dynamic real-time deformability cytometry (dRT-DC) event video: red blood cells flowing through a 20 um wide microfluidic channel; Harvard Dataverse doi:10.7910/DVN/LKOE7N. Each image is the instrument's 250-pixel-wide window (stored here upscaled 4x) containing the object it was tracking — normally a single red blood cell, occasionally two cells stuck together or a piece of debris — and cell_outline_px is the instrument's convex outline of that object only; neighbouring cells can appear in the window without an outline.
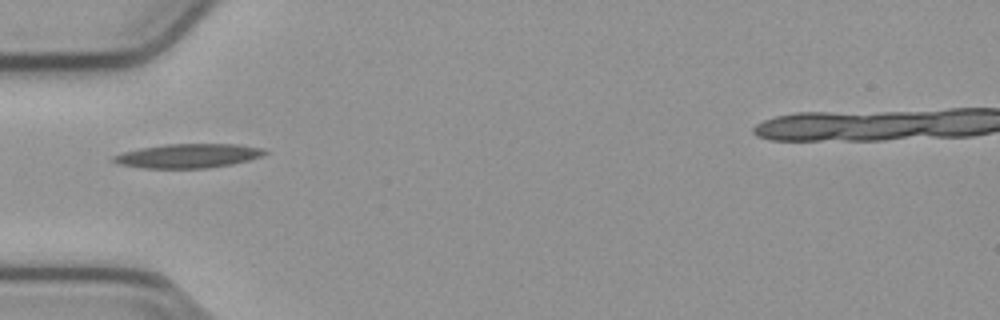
{"species": "common noctule bat (a hibernating species)", "species_latin": "Nyctalus noctula", "temperature_condition": "cold", "stored_images_in_passage": 13, "camera_frame_rate_fps": 3000, "um_per_image_px": 0.085, "animal": {"sex": "male", "body_mass_g": 23.1, "forearm_length_mm": 52.7}, "frame": {"image": 1, "passage_image": 1, "time_ms": 0.0, "image_size_px": [1000, 320], "cell_outline_px": [[268, 152], [260, 156], [248, 160], [232, 164], [208, 168], [144, 168], [120, 164], [112, 160], [112, 156], [124, 152], [140, 148], [164, 144], [236, 144], [264, 148]], "centroid_in_image_um": [16.0, 13.24], "position_along_channel_um": 69.0, "area_um2": 21.15}}
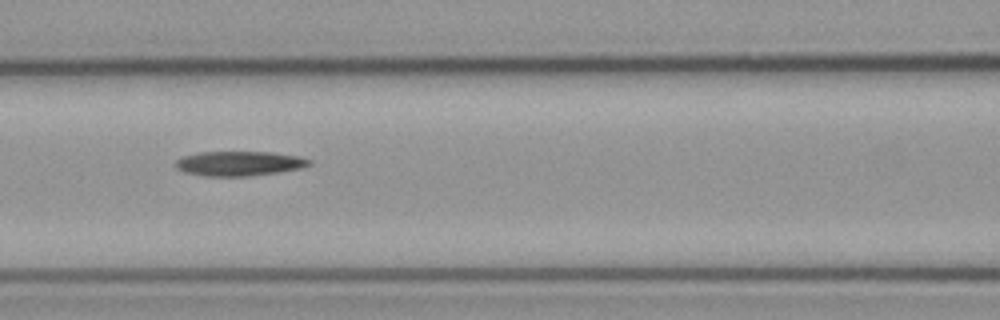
{"frame": {"image": 2, "passage_image": 7, "time_ms": 2.0, "image_size_px": [1000, 320], "cell_outline_px": [[312, 164], [300, 168], [276, 172], [248, 176], [204, 176], [184, 172], [176, 168], [176, 160], [184, 156], [200, 152], [272, 152], [300, 156], [312, 160]], "centroid_in_image_um": [20.34, 13.89], "position_along_channel_um": 146.3, "area_um2": 19.13}}
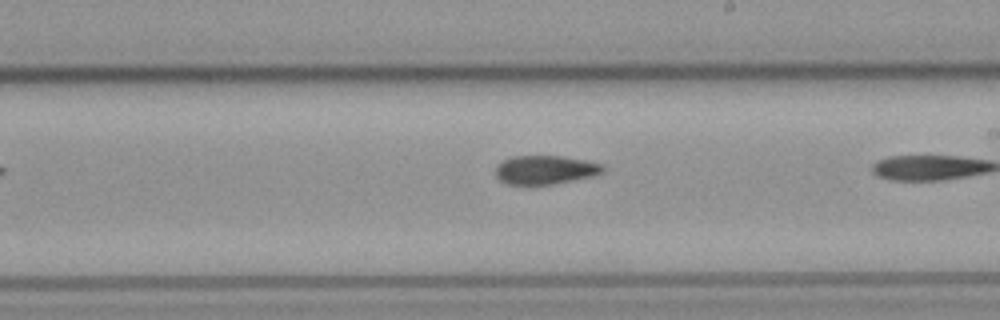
{"frame": {"image": 3, "passage_image": 12, "time_ms": 3.667, "image_size_px": [1000, 320], "cell_outline_px": [[608, 168], [604, 172], [592, 176], [552, 184], [508, 184], [500, 180], [496, 176], [496, 168], [504, 160], [512, 156], [560, 156], [584, 160], [604, 164]], "centroid_in_image_um": [46.4, 14.43], "position_along_channel_um": 242.6, "area_um2": 17.86}}